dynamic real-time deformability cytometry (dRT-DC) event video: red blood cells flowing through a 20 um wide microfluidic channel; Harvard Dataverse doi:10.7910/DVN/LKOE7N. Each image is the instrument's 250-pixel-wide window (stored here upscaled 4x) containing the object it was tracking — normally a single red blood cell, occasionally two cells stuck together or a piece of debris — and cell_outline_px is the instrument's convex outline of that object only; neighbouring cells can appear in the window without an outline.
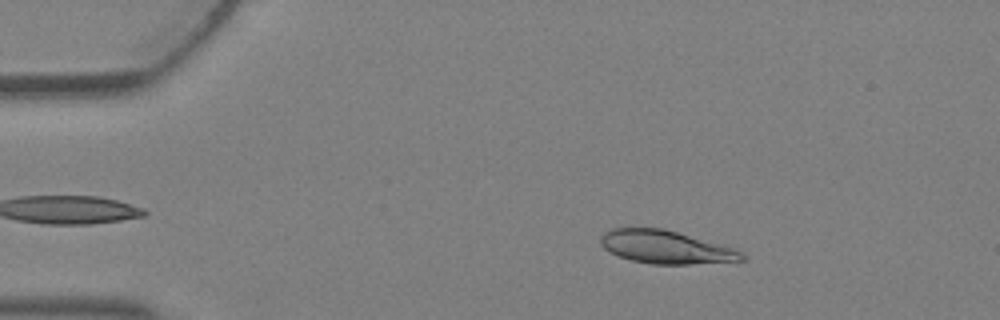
{"species": "Egyptian fruit bat (a non-hibernating species)", "species_latin": "Rousettus aegyptiacus", "temperature_condition": "warm", "stored_images_in_passage": 3, "camera_frame_rate_fps": 3000, "um_per_image_px": 0.085, "animal": {"sex": "female"}, "frame": {"image": 1, "passage_image": 1, "time_ms": 0.0, "image_size_px": [1000, 320], "cell_outline_px": [[744, 260], [688, 264], [652, 264], [632, 260], [620, 256], [604, 248], [600, 244], [600, 236], [604, 232], [612, 228], [664, 228], [736, 248], [744, 256]], "centroid_in_image_um": [56.58, 20.99], "position_along_channel_um": 28.4, "area_um2": 27.05}}
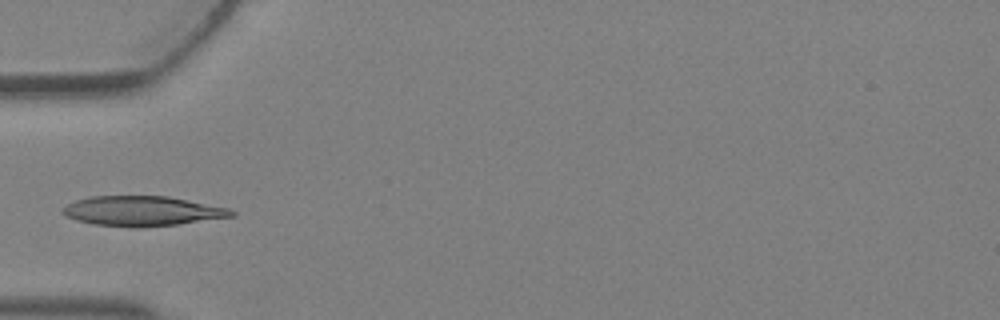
{"frame": {"image": 2, "passage_image": 3, "time_ms": 0.667, "image_size_px": [1000, 320], "cell_outline_px": [[236, 216], [176, 224], [140, 228], [96, 224], [76, 220], [60, 212], [60, 208], [76, 200], [92, 196], [168, 196], [228, 208], [236, 212]], "centroid_in_image_um": [12.09, 17.93], "position_along_channel_um": 72.9, "area_um2": 29.25}}